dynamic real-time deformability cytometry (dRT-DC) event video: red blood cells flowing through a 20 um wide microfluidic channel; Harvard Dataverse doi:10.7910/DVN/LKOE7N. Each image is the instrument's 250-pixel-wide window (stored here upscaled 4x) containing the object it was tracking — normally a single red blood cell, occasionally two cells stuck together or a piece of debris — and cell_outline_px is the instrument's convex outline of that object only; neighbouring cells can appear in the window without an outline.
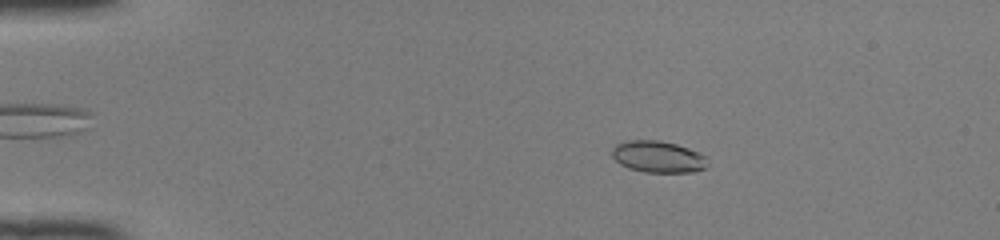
{"species": "common noctule bat (a hibernating species)", "species_latin": "Nyctalus noctula", "temperature_condition": "room temperature", "stored_images_in_passage": 49, "camera_frame_rate_fps": 3000, "um_per_image_px": 0.085, "animal": {"sex": "female", "body_mass_g": 22.0, "forearm_length_mm": 56.7}, "frame": {"image": 1, "passage_image": 9, "time_ms": 2.667, "image_size_px": [1000, 240], "cell_outline_px": [[708, 164], [704, 168], [692, 172], [644, 172], [628, 168], [620, 164], [612, 156], [612, 148], [616, 144], [628, 140], [660, 140], [676, 144], [688, 148], [704, 156]], "centroid_in_image_um": [55.89, 13.32], "position_along_channel_um": 29.1, "area_um2": 17.51}}
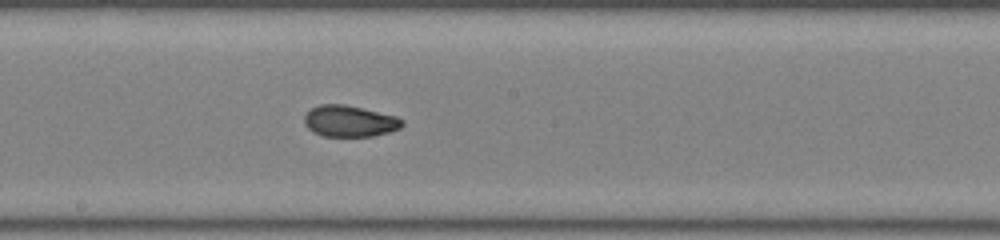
{"frame": {"image": 2, "passage_image": 28, "time_ms": 9.0, "image_size_px": [1000, 240], "cell_outline_px": [[404, 124], [400, 128], [388, 132], [372, 136], [320, 136], [312, 132], [304, 124], [304, 116], [312, 108], [320, 104], [344, 104], [396, 116], [404, 120]], "centroid_in_image_um": [29.7, 10.3], "position_along_channel_um": 218.5, "area_um2": 17.86}}
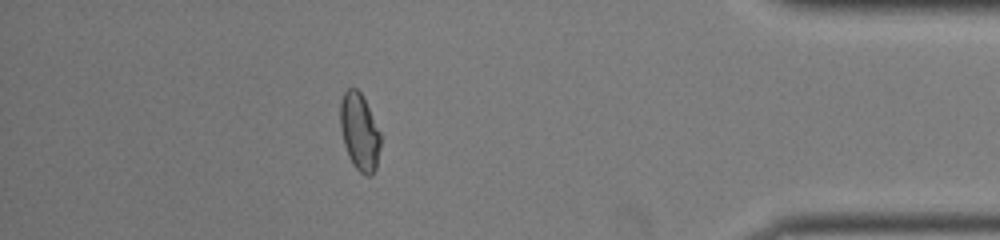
{"frame": {"image": 3, "passage_image": 44, "time_ms": 14.333, "image_size_px": [1000, 240], "cell_outline_px": [[380, 148], [376, 168], [372, 176], [364, 176], [352, 164], [348, 156], [344, 144], [340, 128], [340, 104], [344, 92], [348, 88], [356, 88], [360, 92], [380, 132]], "centroid_in_image_um": [30.55, 11.25], "position_along_channel_um": 404.7, "area_um2": 18.03}, "authors_computed_cell_mechanics": {"area_um2": 17.8602, "velocity_mm_per_s": 4.1453, "shape_relaxation_time_tau1_ms": 4.1811, "shape_relaxation_time_tau2_ms": 1.2623, "deformation_change_tau1": 0.1798, "deformation_change_tau2": 0.0571}}